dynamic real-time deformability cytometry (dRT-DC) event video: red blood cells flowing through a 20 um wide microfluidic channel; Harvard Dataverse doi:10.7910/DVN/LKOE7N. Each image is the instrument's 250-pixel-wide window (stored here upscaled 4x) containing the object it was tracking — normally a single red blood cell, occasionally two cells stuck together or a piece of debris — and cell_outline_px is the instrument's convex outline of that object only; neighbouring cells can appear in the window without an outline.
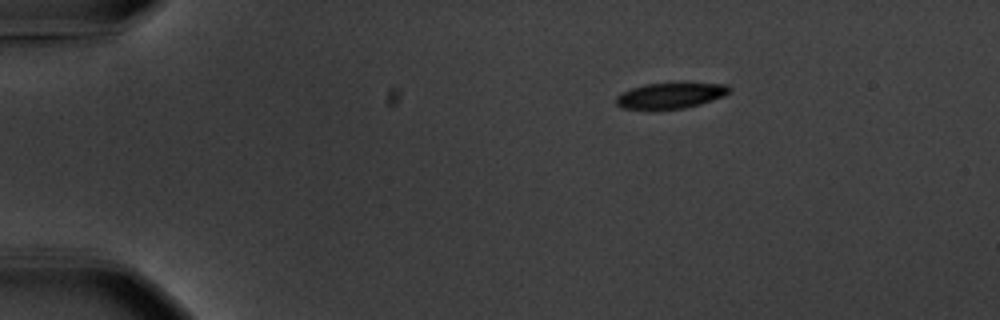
{"species": "common noctule bat (a hibernating species)", "species_latin": "Nyctalus noctula", "temperature_condition": "warm", "stored_images_in_passage": 47, "camera_frame_rate_fps": 3000, "um_per_image_px": 0.085, "animal": {"sex": "male", "body_mass_g": 20.1, "forearm_length_mm": 53.5}, "frame": {"image": 1, "passage_image": 1, "time_ms": 0.0, "image_size_px": [1000, 320], "cell_outline_px": [[732, 88], [724, 96], [700, 104], [684, 108], [620, 108], [616, 104], [616, 96], [620, 92], [644, 84], [672, 80], [684, 80], [728, 84]], "centroid_in_image_um": [57.05, 8.03], "position_along_channel_um": 27.9, "area_um2": 17.86}}
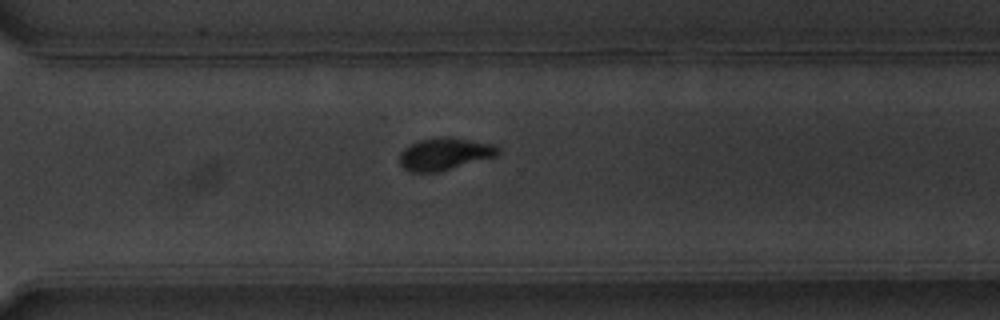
{"frame": {"image": 2, "passage_image": 32, "time_ms": 10.333, "image_size_px": [1000, 320], "cell_outline_px": [[500, 152], [496, 156], [440, 172], [408, 172], [400, 164], [400, 152], [404, 148], [420, 140], [440, 136], [444, 136], [496, 144], [500, 148]], "centroid_in_image_um": [37.81, 13.09], "position_along_channel_um": 332.8, "area_um2": 18.61}}
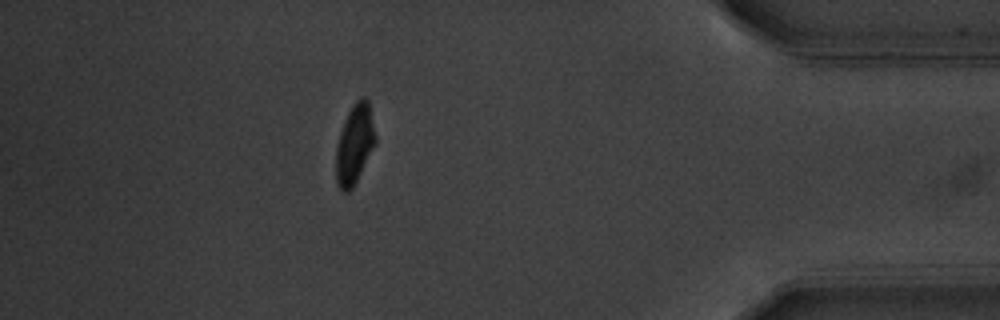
{"frame": {"image": 3, "passage_image": 41, "time_ms": 13.333, "image_size_px": [1000, 320], "cell_outline_px": [[376, 144], [352, 188], [348, 192], [344, 192], [336, 184], [336, 148], [340, 132], [344, 120], [352, 104], [356, 100], [364, 96], [368, 100], [376, 136]], "centroid_in_image_um": [30.14, 12.24], "position_along_channel_um": 405.1, "area_um2": 18.26}, "authors_computed_cell_mechanics": {"area_um2": 18.496, "velocity_mm_per_s": 3.6679, "shape_relaxation_time_tau1_ms": 3.3216, "shape_relaxation_time_tau2_ms": 1.2278, "deformation_change_tau1": 0.1561, "deformation_change_tau2": 0.0529}}